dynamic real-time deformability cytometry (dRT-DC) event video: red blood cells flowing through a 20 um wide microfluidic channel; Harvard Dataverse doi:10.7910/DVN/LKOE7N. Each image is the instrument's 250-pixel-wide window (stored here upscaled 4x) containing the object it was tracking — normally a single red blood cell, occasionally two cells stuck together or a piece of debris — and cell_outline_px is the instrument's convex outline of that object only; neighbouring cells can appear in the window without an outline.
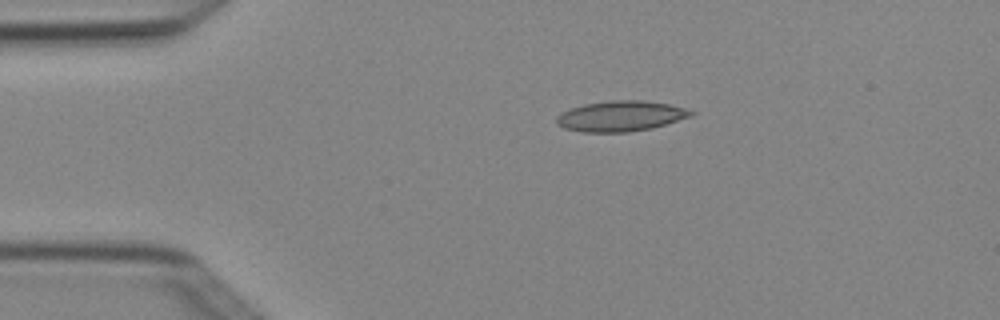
{"species": "Egyptian fruit bat (a non-hibernating species)", "species_latin": "Rousettus aegyptiacus", "temperature_condition": "cold", "stored_images_in_passage": 3, "camera_frame_rate_fps": 3000, "um_per_image_px": 0.085, "animal": {"sex": "female"}, "frame": {"image": 1, "passage_image": 2, "time_ms": 0.333, "image_size_px": [1000, 320], "cell_outline_px": [[696, 112], [692, 116], [652, 128], [628, 132], [580, 132], [564, 128], [556, 124], [556, 116], [572, 108], [584, 104], [608, 100], [644, 100], [668, 104], [684, 108]], "centroid_in_image_um": [52.75, 9.87], "position_along_channel_um": 32.2, "area_um2": 23.87}}